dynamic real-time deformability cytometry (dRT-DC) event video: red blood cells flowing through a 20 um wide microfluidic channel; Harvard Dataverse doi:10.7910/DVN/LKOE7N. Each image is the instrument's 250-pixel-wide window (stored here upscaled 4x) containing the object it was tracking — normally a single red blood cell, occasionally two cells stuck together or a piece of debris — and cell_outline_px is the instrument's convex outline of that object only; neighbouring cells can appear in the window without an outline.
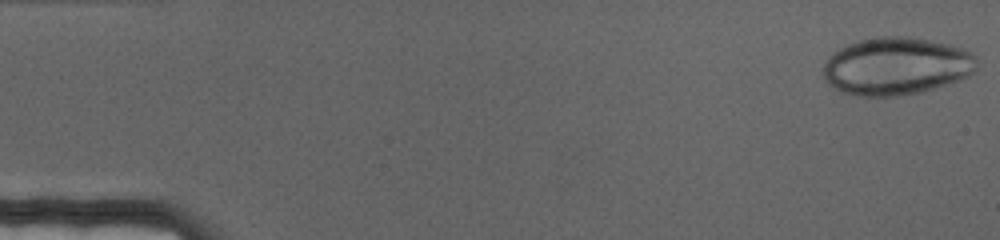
{"species": "human", "species_latin": "Homo sapiens", "temperature_condition": "cold", "stored_images_in_passage": 69, "camera_frame_rate_fps": 3000, "um_per_image_px": 0.085, "donor": {"sex": "female"}, "frame": {"image": 1, "passage_image": 1, "time_ms": 0.0, "image_size_px": [1000, 240], "cell_outline_px": [[976, 68], [968, 76], [960, 80], [924, 92], [896, 96], [860, 96], [840, 92], [828, 84], [824, 80], [824, 64], [828, 56], [832, 52], [848, 44], [860, 40], [876, 36], [908, 36], [948, 44], [964, 48], [976, 56]], "centroid_in_image_um": [76.18, 5.63], "position_along_channel_um": 8.8, "area_um2": 52.02}}
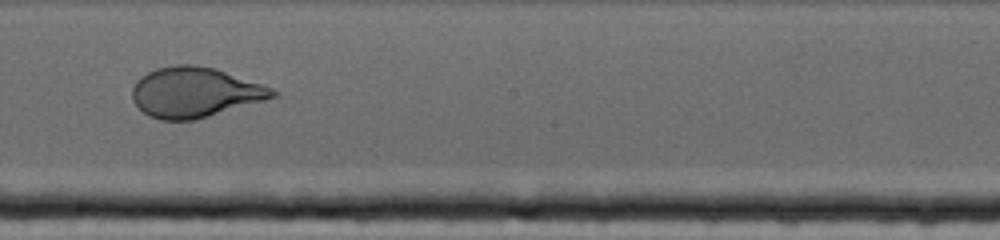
{"frame": {"image": 2, "passage_image": 39, "time_ms": 12.667, "image_size_px": [1000, 240], "cell_outline_px": [[280, 96], [196, 120], [160, 120], [148, 116], [132, 100], [132, 88], [136, 80], [140, 76], [156, 68], [176, 64], [196, 64], [216, 68], [272, 88], [280, 92]], "centroid_in_image_um": [16.58, 7.84], "position_along_channel_um": 231.6, "area_um2": 41.38}}
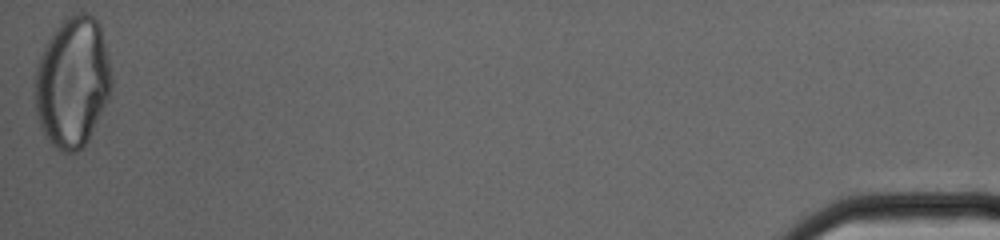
{"frame": {"image": 3, "passage_image": 69, "time_ms": 22.667, "image_size_px": [1000, 240], "cell_outline_px": [[112, 88], [88, 140], [76, 152], [64, 152], [56, 148], [48, 140], [36, 116], [36, 68], [44, 44], [60, 20], [72, 12], [88, 12], [100, 24], [108, 56], [112, 76]], "centroid_in_image_um": [6.16, 6.91], "position_along_channel_um": 429.0, "area_um2": 58.2}}